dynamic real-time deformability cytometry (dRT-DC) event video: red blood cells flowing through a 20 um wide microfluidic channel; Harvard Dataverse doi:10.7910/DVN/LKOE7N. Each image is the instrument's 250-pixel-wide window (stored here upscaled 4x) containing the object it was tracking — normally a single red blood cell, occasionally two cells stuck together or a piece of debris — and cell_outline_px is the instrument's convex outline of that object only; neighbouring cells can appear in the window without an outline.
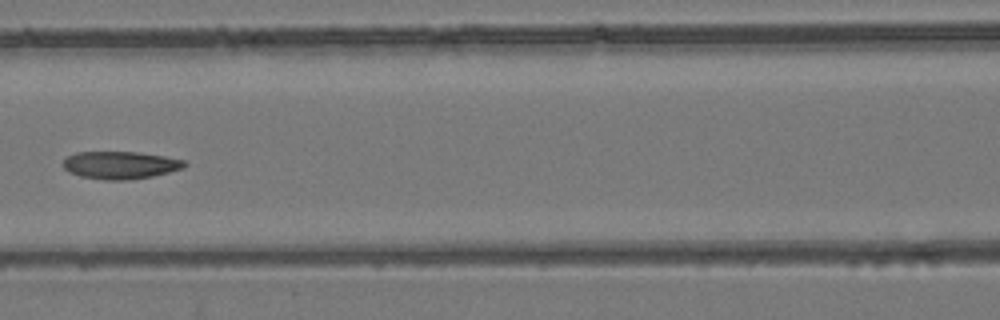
{"species": "common noctule bat (a hibernating species)", "species_latin": "Nyctalus noctula", "temperature_condition": "room temperature", "stored_images_in_passage": 7, "camera_frame_rate_fps": 3000, "um_per_image_px": 0.085, "animal": {"sex": "female", "body_mass_g": 24.6, "forearm_length_mm": 56.2}, "frame": {"image": 1, "passage_image": 7, "time_ms": 2.0, "image_size_px": [1000, 320], "cell_outline_px": [[188, 164], [184, 168], [152, 176], [128, 180], [104, 180], [80, 176], [68, 172], [60, 164], [68, 156], [76, 152], [136, 152], [164, 156], [184, 160]], "centroid_in_image_um": [10.2, 14.03], "position_along_channel_um": 156.4, "area_um2": 19.59}}